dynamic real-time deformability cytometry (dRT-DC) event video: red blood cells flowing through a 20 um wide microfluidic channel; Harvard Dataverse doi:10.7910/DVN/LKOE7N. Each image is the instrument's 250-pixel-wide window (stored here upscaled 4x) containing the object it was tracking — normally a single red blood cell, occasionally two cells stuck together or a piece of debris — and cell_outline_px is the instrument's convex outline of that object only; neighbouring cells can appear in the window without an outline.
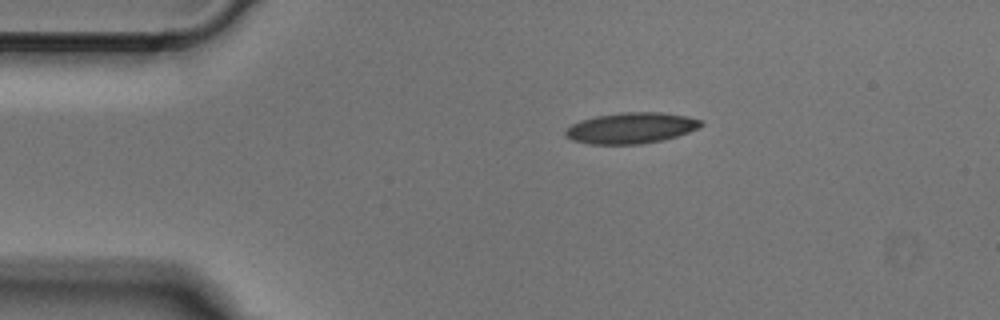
{"species": "Egyptian fruit bat (a non-hibernating species)", "species_latin": "Rousettus aegyptiacus", "temperature_condition": "cold", "stored_images_in_passage": 41, "camera_frame_rate_fps": 3000, "um_per_image_px": 0.085, "animal": {"sex": "male"}, "frame": {"image": 1, "passage_image": 1, "time_ms": 0.0, "image_size_px": [1000, 320], "cell_outline_px": [[704, 124], [688, 132], [664, 140], [640, 144], [588, 144], [572, 140], [564, 136], [564, 132], [572, 124], [580, 120], [596, 116], [628, 112], [660, 112], [688, 116], [704, 120]], "centroid_in_image_um": [53.65, 10.88], "position_along_channel_um": 31.4, "area_um2": 24.45}}
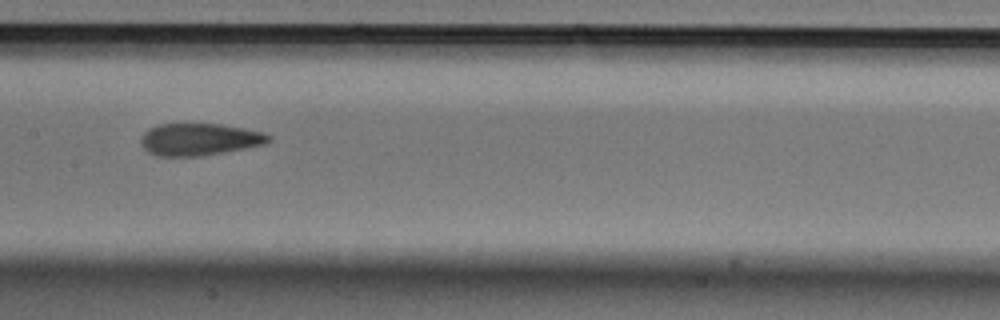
{"frame": {"image": 2, "passage_image": 16, "time_ms": 5.0, "image_size_px": [1000, 320], "cell_outline_px": [[272, 140], [268, 144], [224, 152], [200, 156], [156, 156], [148, 152], [140, 144], [140, 140], [144, 132], [148, 128], [160, 124], [220, 124], [244, 128], [264, 132], [272, 136]], "centroid_in_image_um": [16.98, 11.85], "position_along_channel_um": 190.4, "area_um2": 24.16}}
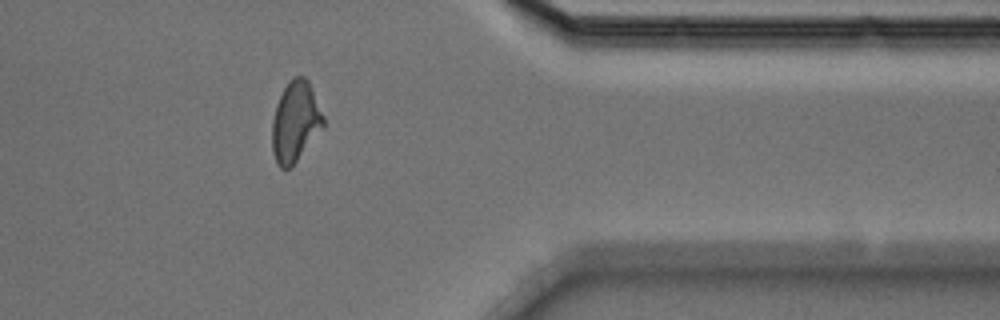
{"frame": {"image": 3, "passage_image": 32, "time_ms": 10.333, "image_size_px": [1000, 320], "cell_outline_px": [[324, 128], [292, 168], [280, 168], [272, 152], [272, 120], [276, 104], [284, 88], [296, 76], [304, 76], [308, 80], [312, 88], [324, 116]], "centroid_in_image_um": [25.12, 10.39], "position_along_channel_um": 386.3, "area_um2": 24.22}}